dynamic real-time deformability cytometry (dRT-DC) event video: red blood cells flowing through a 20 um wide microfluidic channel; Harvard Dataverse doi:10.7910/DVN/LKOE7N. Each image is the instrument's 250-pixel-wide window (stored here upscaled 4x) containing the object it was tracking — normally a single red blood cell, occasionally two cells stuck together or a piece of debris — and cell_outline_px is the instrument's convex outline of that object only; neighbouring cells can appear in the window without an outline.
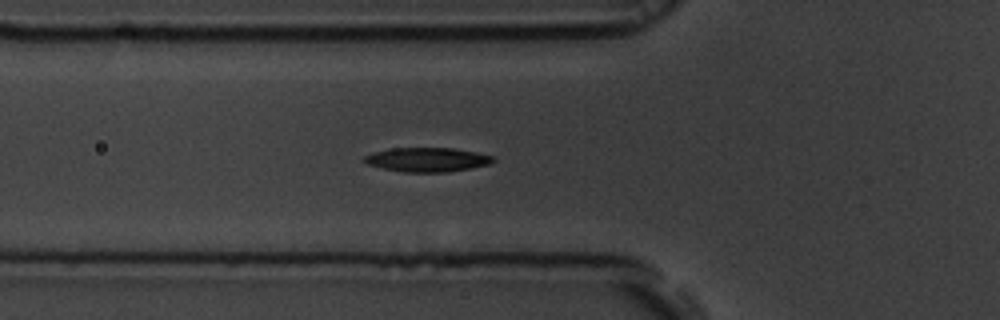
{"species": "common noctule bat (a hibernating species)", "species_latin": "Nyctalus noctula", "temperature_condition": "room temperature", "stored_images_in_passage": 30, "camera_frame_rate_fps": 3000, "um_per_image_px": 0.085, "animal": {"sex": "male", "body_mass_g": 19.5, "forearm_length_mm": 54.6}, "frame": {"image": 1, "passage_image": 2, "time_ms": 0.333, "image_size_px": [1000, 320], "cell_outline_px": [[496, 160], [492, 164], [448, 172], [404, 172], [384, 168], [368, 164], [360, 160], [364, 156], [376, 152], [392, 148], [456, 148], [476, 152], [492, 156]], "centroid_in_image_um": [36.35, 13.57], "position_along_channel_um": 89.5, "area_um2": 18.15}}
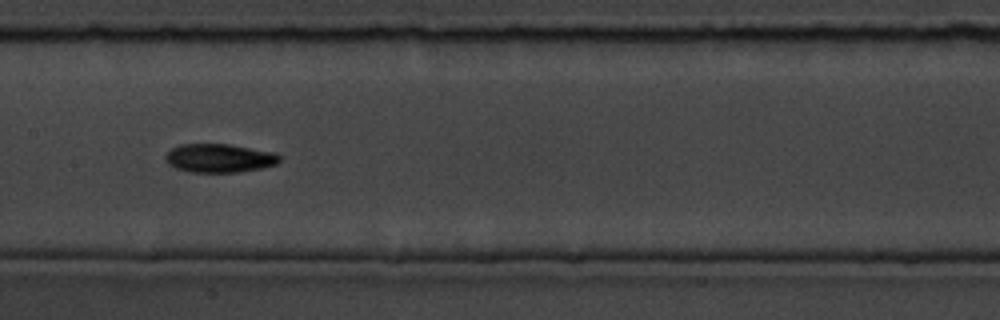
{"frame": {"image": 2, "passage_image": 10, "time_ms": 3.0, "image_size_px": [1000, 320], "cell_outline_px": [[284, 156], [276, 164], [260, 168], [240, 172], [192, 172], [176, 168], [168, 164], [164, 160], [164, 156], [172, 148], [180, 144], [228, 144], [276, 152]], "centroid_in_image_um": [18.67, 13.43], "position_along_channel_um": 188.7, "area_um2": 19.19}}
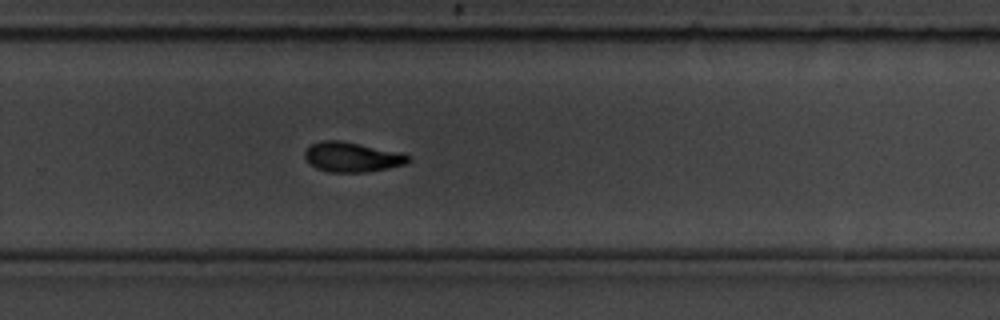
{"frame": {"image": 3, "passage_image": 19, "time_ms": 6.0, "image_size_px": [1000, 320], "cell_outline_px": [[412, 160], [404, 164], [388, 168], [368, 172], [328, 172], [316, 168], [308, 164], [304, 156], [304, 152], [312, 144], [320, 140], [340, 140], [400, 152], [408, 156]], "centroid_in_image_um": [29.89, 13.35], "position_along_channel_um": 299.9, "area_um2": 18.03}}